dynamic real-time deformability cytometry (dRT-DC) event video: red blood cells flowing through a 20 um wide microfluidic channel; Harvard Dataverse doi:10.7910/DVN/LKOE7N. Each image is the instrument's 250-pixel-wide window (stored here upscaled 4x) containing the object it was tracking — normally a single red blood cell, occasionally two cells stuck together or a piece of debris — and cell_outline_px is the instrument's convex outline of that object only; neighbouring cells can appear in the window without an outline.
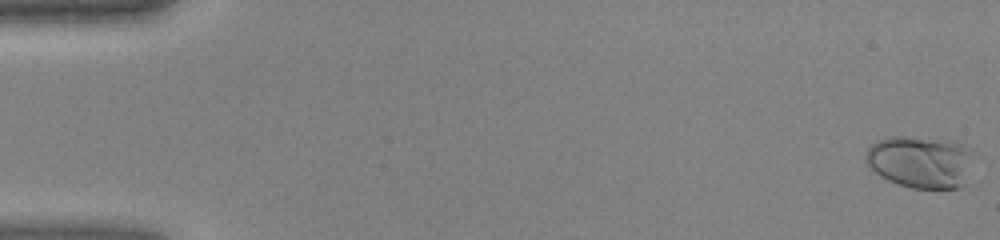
{"species": "human", "species_latin": "Homo sapiens", "temperature_condition": "warm", "stored_images_in_passage": 46, "camera_frame_rate_fps": 3000, "um_per_image_px": 0.085, "donor": {"sex": "female"}, "frame": {"image": 1, "passage_image": 1, "time_ms": 0.0, "image_size_px": [1000, 240], "cell_outline_px": [[976, 152], [964, 184], [960, 188], [912, 188], [896, 184], [880, 176], [864, 160], [864, 152], [876, 140], [892, 136], [904, 136], [952, 140], [976, 148]], "centroid_in_image_um": [78.29, 13.73], "position_along_channel_um": 6.7, "area_um2": 33.64}}
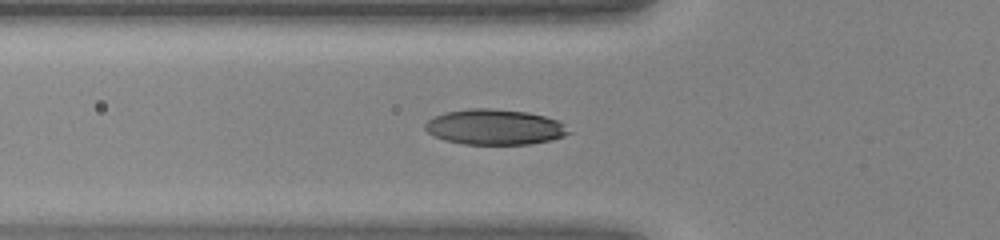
{"frame": {"image": 2, "passage_image": 17, "time_ms": 5.333, "image_size_px": [1000, 240], "cell_outline_px": [[572, 132], [564, 136], [552, 140], [532, 144], [464, 144], [444, 140], [428, 132], [424, 128], [424, 124], [428, 120], [436, 116], [448, 112], [468, 108], [488, 108], [528, 112], [544, 116], [556, 120], [564, 124]], "centroid_in_image_um": [42.08, 10.8], "position_along_channel_um": 83.7, "area_um2": 29.59}}
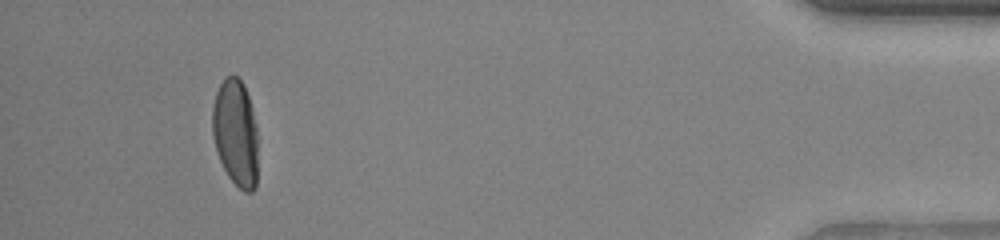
{"frame": {"image": 3, "passage_image": 43, "time_ms": 14.0, "image_size_px": [1000, 240], "cell_outline_px": [[256, 188], [252, 192], [244, 192], [228, 176], [220, 160], [216, 148], [212, 132], [212, 108], [216, 92], [224, 76], [232, 72], [244, 84], [252, 108], [256, 128]], "centroid_in_image_um": [20.01, 11.24], "position_along_channel_um": 415.2, "area_um2": 28.32}}